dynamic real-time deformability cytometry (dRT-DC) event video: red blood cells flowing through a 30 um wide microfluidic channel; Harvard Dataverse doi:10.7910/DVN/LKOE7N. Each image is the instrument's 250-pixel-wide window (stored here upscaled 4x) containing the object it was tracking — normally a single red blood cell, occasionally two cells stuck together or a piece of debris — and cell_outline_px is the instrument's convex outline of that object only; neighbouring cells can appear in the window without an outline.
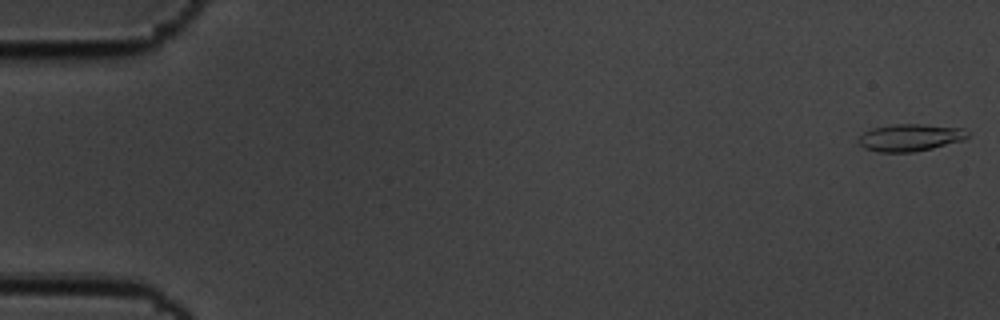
{"species": "common noctule bat (a hibernating species)", "species_latin": "Nyctalus noctula", "temperature_condition": "cold", "stored_images_in_passage": 17, "camera_frame_rate_fps": 3000, "um_per_image_px": 0.085, "animal": {"sex": "male", "body_mass_g": 19.5, "forearm_length_mm": 54.6}, "frame": {"image": 1, "passage_image": 1, "time_ms": 0.0, "image_size_px": [1000, 320], "cell_outline_px": [[968, 136], [964, 140], [932, 148], [912, 152], [880, 152], [864, 148], [856, 140], [864, 132], [872, 128], [892, 124], [920, 124], [964, 128], [968, 132]], "centroid_in_image_um": [77.35, 11.69], "position_along_channel_um": 7.7, "area_um2": 17.28}}
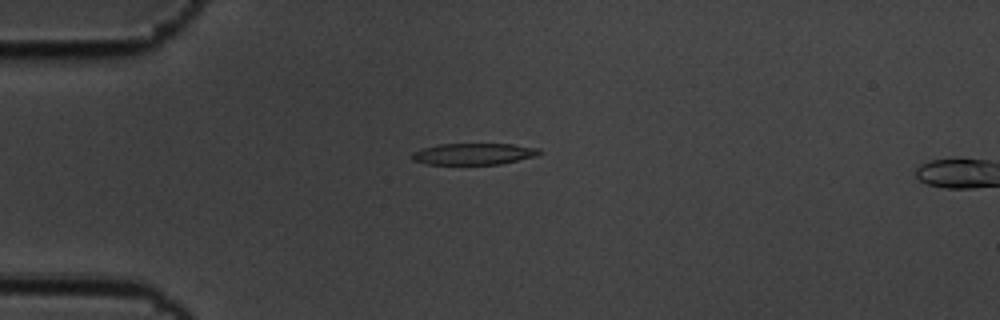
{"frame": {"image": 2, "passage_image": 15, "time_ms": 4.667, "image_size_px": [1000, 320], "cell_outline_px": [[540, 152], [536, 156], [500, 164], [424, 164], [412, 160], [412, 152], [420, 148], [440, 144], [512, 144], [540, 148]], "centroid_in_image_um": [40.22, 13.08], "position_along_channel_um": 44.8, "area_um2": 15.95}}